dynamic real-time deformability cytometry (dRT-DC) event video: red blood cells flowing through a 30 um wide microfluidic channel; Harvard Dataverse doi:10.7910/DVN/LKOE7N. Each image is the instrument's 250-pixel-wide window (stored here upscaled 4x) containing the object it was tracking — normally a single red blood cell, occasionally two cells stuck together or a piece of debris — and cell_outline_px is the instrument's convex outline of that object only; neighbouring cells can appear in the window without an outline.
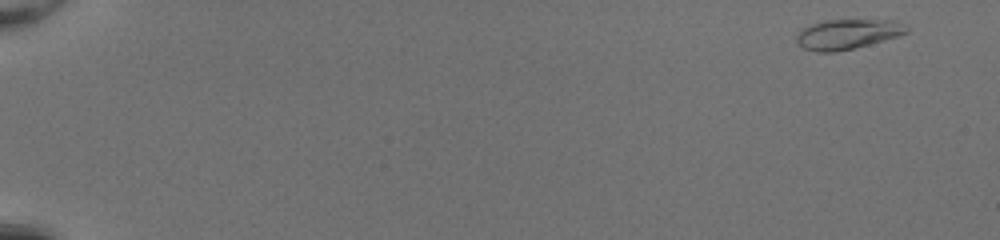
{"species": "common noctule bat (a hibernating species)", "species_latin": "Nyctalus noctula", "temperature_condition": "room temperature", "stored_images_in_passage": 49, "camera_frame_rate_fps": 3000, "um_per_image_px": 0.085, "animal": {"sex": "female", "body_mass_g": 20.0, "forearm_length_mm": 54.0}, "frame": {"image": 1, "passage_image": 1, "time_ms": 0.0, "image_size_px": [1000, 240], "cell_outline_px": [[908, 32], [900, 36], [836, 52], [816, 52], [804, 48], [796, 40], [796, 36], [804, 28], [812, 24], [824, 20], [892, 20], [904, 24], [908, 28]], "centroid_in_image_um": [72.06, 2.9], "position_along_channel_um": 12.9, "area_um2": 18.96}}
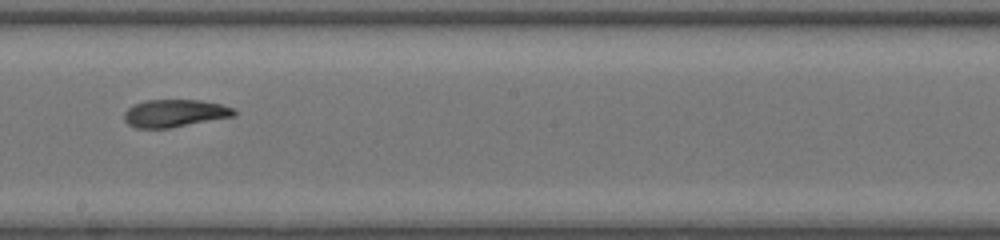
{"frame": {"image": 2, "passage_image": 30, "time_ms": 9.667, "image_size_px": [1000, 240], "cell_outline_px": [[236, 116], [168, 128], [136, 128], [128, 124], [124, 120], [124, 112], [132, 104], [144, 100], [200, 100], [220, 104], [232, 108], [236, 112]], "centroid_in_image_um": [14.82, 9.62], "position_along_channel_um": 233.4, "area_um2": 17.69}}
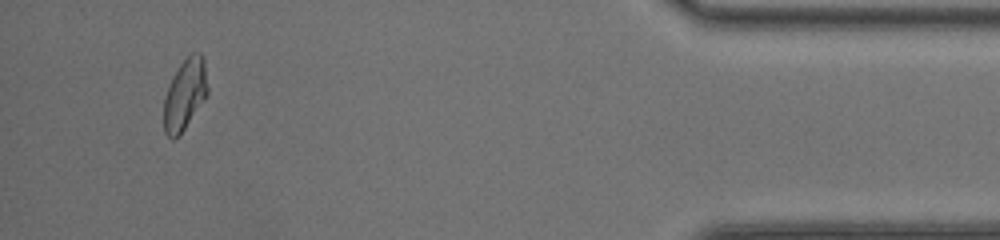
{"frame": {"image": 3, "passage_image": 47, "time_ms": 15.333, "image_size_px": [1000, 240], "cell_outline_px": [[208, 96], [180, 136], [172, 140], [164, 132], [164, 96], [180, 64], [192, 52], [200, 52], [204, 56], [208, 88]], "centroid_in_image_um": [15.75, 8.06], "position_along_channel_um": 419.5, "area_um2": 18.38}, "authors_computed_cell_mechanics": {"area_um2": 18.3226, "velocity_mm_per_s": 4.25, "shape_relaxation_time_tau1_ms": 4.347, "shape_relaxation_time_tau2_ms": 2.2436, "deformation_change_tau1": 0.1731, "deformation_change_tau2": 0.0654}}